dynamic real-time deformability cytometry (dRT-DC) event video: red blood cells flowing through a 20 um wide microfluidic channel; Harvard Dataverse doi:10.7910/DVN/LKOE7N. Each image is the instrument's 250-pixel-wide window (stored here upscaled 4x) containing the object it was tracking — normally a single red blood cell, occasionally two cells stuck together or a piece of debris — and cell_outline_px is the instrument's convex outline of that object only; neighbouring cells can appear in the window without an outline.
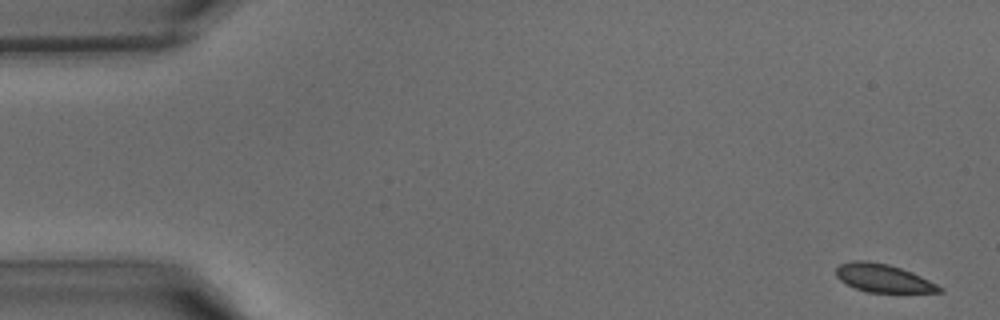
{"species": "common noctule bat (a hibernating species)", "species_latin": "Nyctalus noctula", "temperature_condition": "warm", "stored_images_in_passage": 41, "camera_frame_rate_fps": 3000, "um_per_image_px": 0.085, "animal": {"sex": "male", "body_mass_g": 15.6}, "frame": {"image": 1, "passage_image": 1, "time_ms": 0.0, "image_size_px": [1000, 320], "cell_outline_px": [[944, 292], [868, 292], [856, 288], [840, 280], [836, 276], [836, 268], [840, 264], [852, 260], [868, 260], [888, 264], [912, 272], [944, 288]], "centroid_in_image_um": [75.06, 23.63], "position_along_channel_um": 9.9, "area_um2": 16.82}}
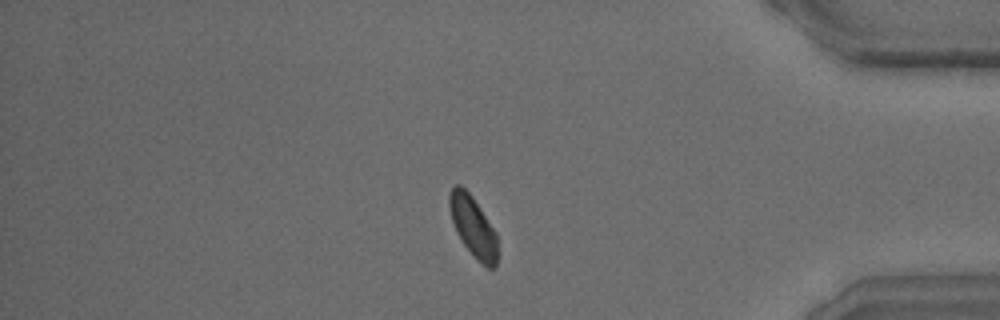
{"frame": {"image": 2, "passage_image": 35, "time_ms": 11.333, "image_size_px": [1000, 320], "cell_outline_px": [[496, 268], [488, 268], [464, 244], [456, 232], [452, 220], [448, 204], [448, 196], [452, 188], [456, 184], [460, 184], [472, 196], [496, 232]], "centroid_in_image_um": [40.18, 19.19], "position_along_channel_um": 395.0, "area_um2": 16.47}}
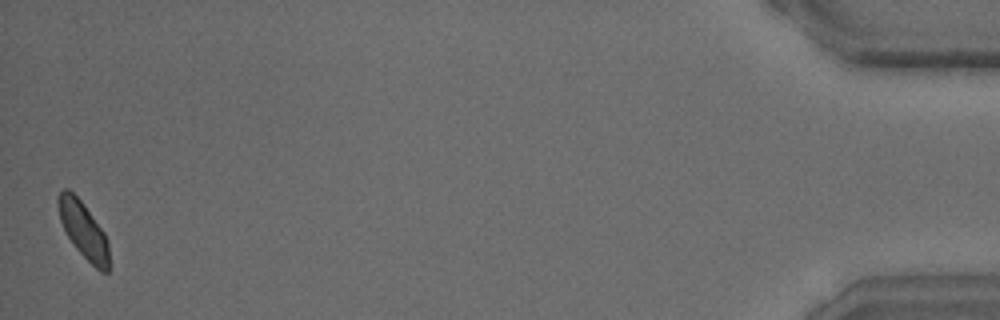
{"frame": {"image": 3, "passage_image": 41, "time_ms": 13.333, "image_size_px": [1000, 320], "cell_outline_px": [[108, 272], [100, 272], [76, 248], [68, 236], [60, 220], [56, 200], [60, 192], [64, 188], [68, 188], [84, 204], [104, 232], [108, 240]], "centroid_in_image_um": [7.08, 19.53], "position_along_channel_um": 428.1, "area_um2": 16.47}}